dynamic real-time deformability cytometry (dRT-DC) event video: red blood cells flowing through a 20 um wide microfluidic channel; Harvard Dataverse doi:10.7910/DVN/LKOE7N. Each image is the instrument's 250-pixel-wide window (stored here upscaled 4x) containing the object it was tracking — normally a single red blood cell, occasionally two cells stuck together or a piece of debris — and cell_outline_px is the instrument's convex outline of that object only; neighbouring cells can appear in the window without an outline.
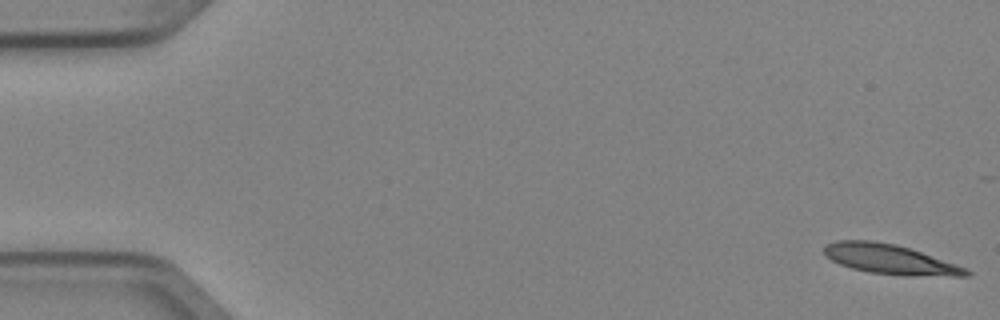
{"species": "Egyptian fruit bat (a non-hibernating species)", "species_latin": "Rousettus aegyptiacus", "temperature_condition": "cold", "stored_images_in_passage": 5, "camera_frame_rate_fps": 3000, "um_per_image_px": 0.085, "animal": {"sex": "female"}, "frame": {"image": 1, "passage_image": 1, "time_ms": 0.0, "image_size_px": [1000, 320], "cell_outline_px": [[972, 276], [904, 276], [868, 272], [852, 268], [840, 264], [832, 260], [824, 252], [824, 244], [836, 240], [872, 240], [896, 244], [968, 268], [972, 272]], "centroid_in_image_um": [75.67, 22.05], "position_along_channel_um": 9.3, "area_um2": 24.74}}
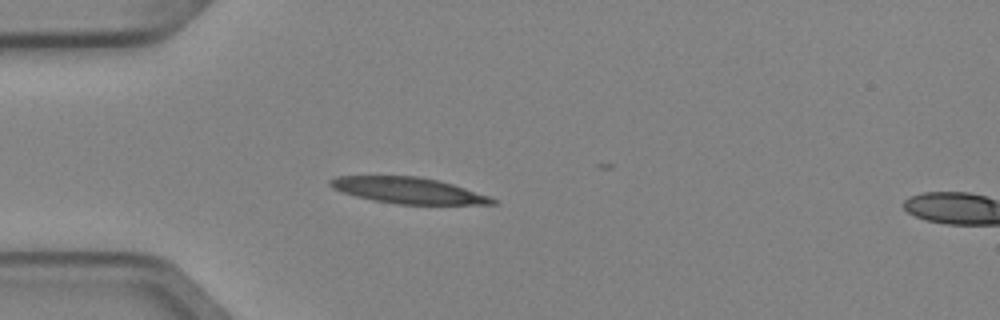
{"frame": {"image": 2, "passage_image": 4, "time_ms": 1.0, "image_size_px": [1000, 320], "cell_outline_px": [[496, 204], [396, 204], [372, 200], [356, 196], [332, 188], [328, 184], [328, 180], [336, 176], [416, 176], [436, 180], [452, 184], [488, 196], [496, 200]], "centroid_in_image_um": [34.64, 16.18], "position_along_channel_um": 50.4, "area_um2": 24.33}}